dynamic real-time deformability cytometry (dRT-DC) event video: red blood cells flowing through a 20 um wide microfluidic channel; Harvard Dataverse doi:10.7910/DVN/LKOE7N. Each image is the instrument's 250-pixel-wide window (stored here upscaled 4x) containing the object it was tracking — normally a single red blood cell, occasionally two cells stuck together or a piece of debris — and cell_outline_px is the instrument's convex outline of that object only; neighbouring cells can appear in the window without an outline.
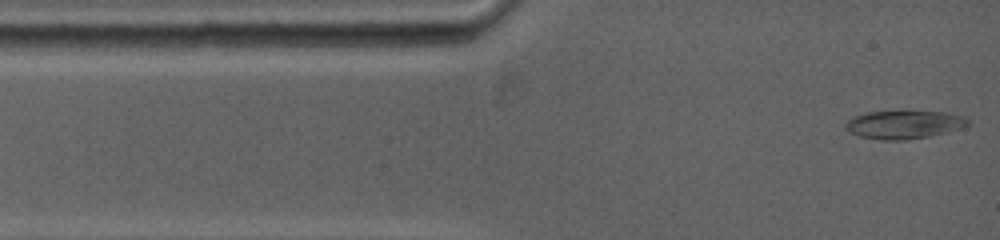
{"species": "common noctule bat (a hibernating species)", "species_latin": "Nyctalus noctula", "temperature_condition": "warm", "stored_images_in_passage": 8, "segment_of_instrument_passage": [1, 2], "camera_frame_rate_fps": 5000, "um_per_image_px": 0.085, "animal": {"sex": "female", "body_mass_g": 19.0, "forearm_length_mm": 53.3}, "frame": {"image": 1, "passage_image": 1, "time_ms": 0.0, "image_size_px": [1000, 240], "cell_outline_px": [[972, 120], [968, 124], [960, 128], [948, 132], [908, 140], [880, 140], [860, 136], [848, 132], [844, 128], [844, 124], [852, 116], [868, 112], [948, 112], [964, 116]], "centroid_in_image_um": [76.83, 10.6], "position_along_channel_um": 8.2, "area_um2": 20.17}}
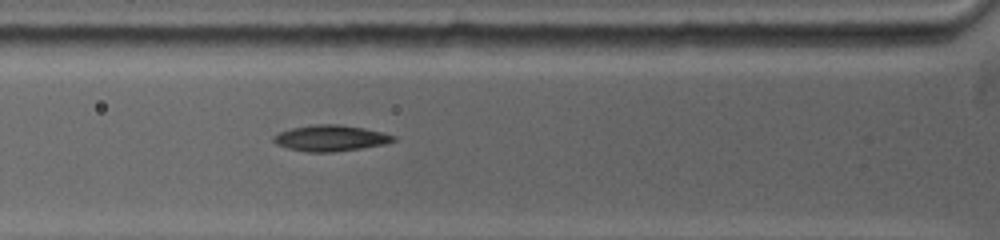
{"frame": {"image": 2, "passage_image": 7, "time_ms": 3.4, "image_size_px": [1000, 240], "cell_outline_px": [[396, 140], [384, 144], [360, 148], [332, 152], [308, 152], [288, 148], [276, 144], [272, 140], [272, 136], [280, 132], [292, 128], [312, 124], [340, 124], [364, 128], [396, 136]], "centroid_in_image_um": [28.07, 11.73], "position_along_channel_um": 97.7, "area_um2": 18.09}}